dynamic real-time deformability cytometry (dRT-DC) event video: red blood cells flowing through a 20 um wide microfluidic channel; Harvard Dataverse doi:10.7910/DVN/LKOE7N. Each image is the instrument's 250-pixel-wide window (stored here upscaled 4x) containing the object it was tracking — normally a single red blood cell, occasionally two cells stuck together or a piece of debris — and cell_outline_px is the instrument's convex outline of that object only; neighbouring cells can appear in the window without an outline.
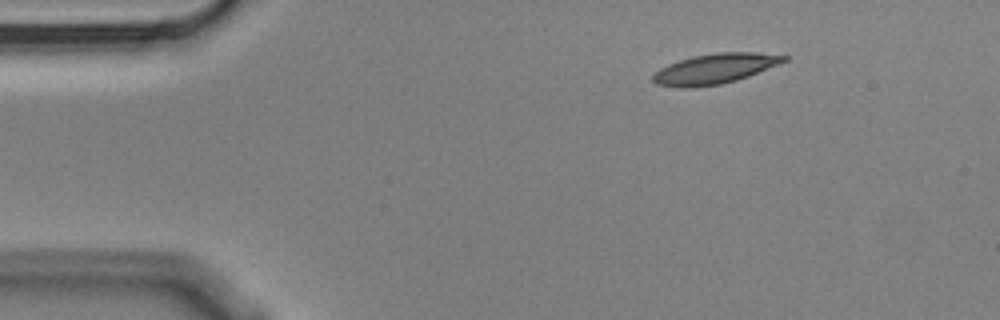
{"species": "Egyptian fruit bat (a non-hibernating species)", "species_latin": "Rousettus aegyptiacus", "temperature_condition": "cold", "stored_images_in_passage": 3, "camera_frame_rate_fps": 3000, "um_per_image_px": 0.085, "animal": {"sex": "male"}, "frame": {"image": 1, "passage_image": 1, "time_ms": 0.0, "image_size_px": [1000, 320], "cell_outline_px": [[788, 60], [748, 76], [736, 80], [720, 84], [688, 88], [680, 88], [656, 84], [652, 80], [652, 76], [660, 68], [668, 64], [692, 56], [716, 52], [756, 52], [788, 56]], "centroid_in_image_um": [60.74, 5.84], "position_along_channel_um": 24.3, "area_um2": 22.89}}